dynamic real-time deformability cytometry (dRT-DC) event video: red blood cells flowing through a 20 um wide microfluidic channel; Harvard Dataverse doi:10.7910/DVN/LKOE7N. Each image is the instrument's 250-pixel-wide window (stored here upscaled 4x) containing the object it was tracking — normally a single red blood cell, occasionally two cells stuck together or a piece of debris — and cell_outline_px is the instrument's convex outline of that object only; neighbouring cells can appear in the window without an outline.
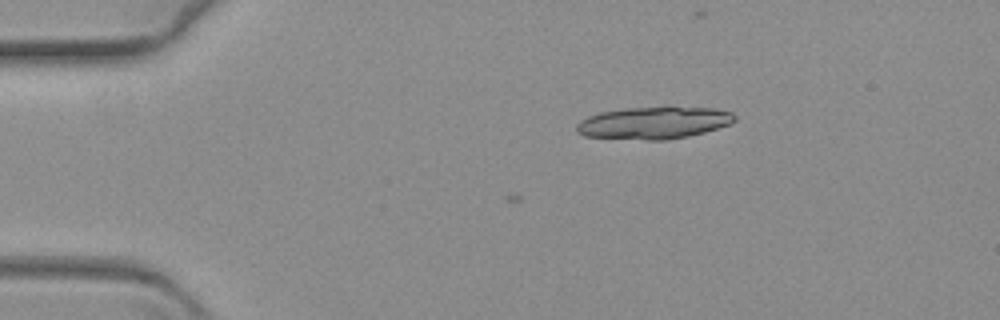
{"species": "common noctule bat (a hibernating species)", "species_latin": "Nyctalus noctula", "temperature_condition": "warm", "stored_images_in_passage": 7, "camera_frame_rate_fps": 3000, "um_per_image_px": 0.085, "animal": {"sex": "female", "body_mass_g": 19.3, "forearm_length_mm": 54.1}, "frame": {"image": 1, "passage_image": 7, "time_ms": 2.0, "image_size_px": [1000, 320], "cell_outline_px": [[736, 120], [728, 124], [704, 132], [688, 136], [664, 140], [648, 140], [584, 136], [576, 132], [576, 124], [580, 120], [588, 116], [600, 112], [624, 108], [716, 108], [732, 112], [736, 116]], "centroid_in_image_um": [55.54, 10.45], "position_along_channel_um": 29.5, "area_um2": 29.3}}